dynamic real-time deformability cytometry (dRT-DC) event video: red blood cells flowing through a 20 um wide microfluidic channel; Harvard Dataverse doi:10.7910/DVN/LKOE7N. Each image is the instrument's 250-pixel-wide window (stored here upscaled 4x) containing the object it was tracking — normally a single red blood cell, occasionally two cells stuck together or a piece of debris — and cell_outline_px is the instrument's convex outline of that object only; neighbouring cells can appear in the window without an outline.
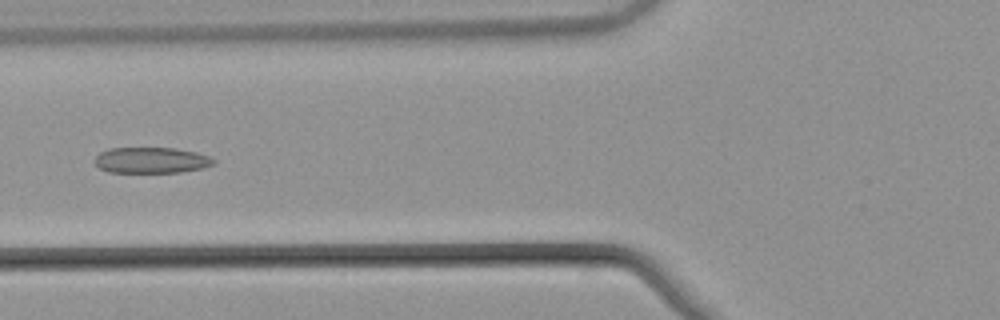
{"species": "common noctule bat (a hibernating species)", "species_latin": "Nyctalus noctula", "temperature_condition": "warm", "stored_images_in_passage": 43, "camera_frame_rate_fps": 3000, "um_per_image_px": 0.085, "animal": {"sex": "male", "body_mass_g": 21.5, "forearm_length_mm": 52.0}, "frame": {"image": 1, "passage_image": 11, "time_ms": 3.333, "image_size_px": [1000, 320], "cell_outline_px": [[216, 160], [212, 164], [200, 168], [180, 172], [108, 172], [100, 168], [92, 160], [100, 152], [108, 148], [176, 148], [196, 152], [208, 156]], "centroid_in_image_um": [12.81, 13.61], "position_along_channel_um": 113.0, "area_um2": 17.86}}
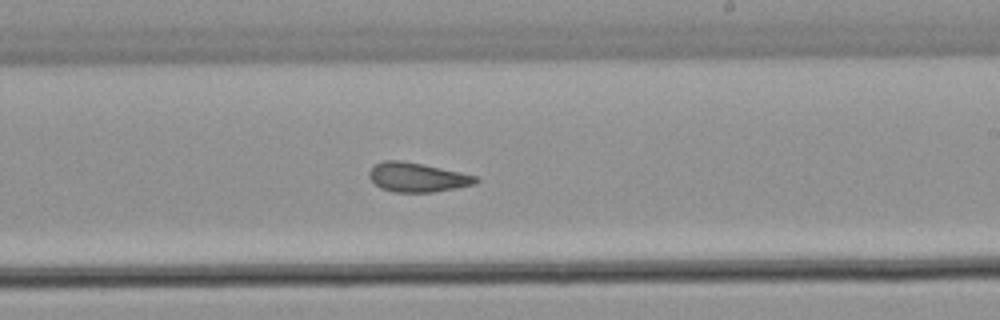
{"frame": {"image": 2, "passage_image": 22, "time_ms": 7.0, "image_size_px": [1000, 320], "cell_outline_px": [[480, 180], [476, 184], [456, 188], [432, 192], [392, 192], [380, 188], [368, 176], [368, 172], [376, 164], [384, 160], [400, 160], [460, 172], [476, 176]], "centroid_in_image_um": [35.46, 15.08], "position_along_channel_um": 253.5, "area_um2": 18.03}}
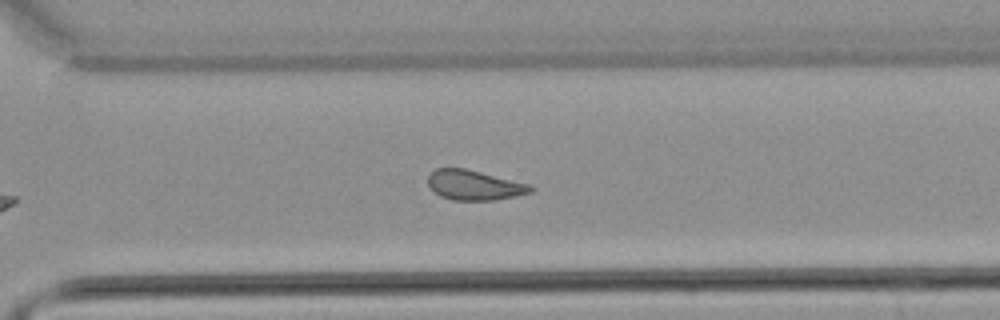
{"frame": {"image": 3, "passage_image": 28, "time_ms": 9.0, "image_size_px": [1000, 320], "cell_outline_px": [[536, 188], [532, 192], [516, 196], [496, 200], [452, 200], [440, 196], [432, 192], [428, 188], [428, 176], [436, 168], [464, 168], [532, 184]], "centroid_in_image_um": [40.33, 15.74], "position_along_channel_um": 330.3, "area_um2": 18.21}, "authors_computed_cell_mechanics": {"area_um2": 18.6116, "velocity_mm_per_s": 3.8397, "shape_relaxation_time_tau1_ms": null, "shape_relaxation_time_tau2_ms": 1.9786, "deformation_change_tau1": null, "deformation_change_tau2": 0.089}}